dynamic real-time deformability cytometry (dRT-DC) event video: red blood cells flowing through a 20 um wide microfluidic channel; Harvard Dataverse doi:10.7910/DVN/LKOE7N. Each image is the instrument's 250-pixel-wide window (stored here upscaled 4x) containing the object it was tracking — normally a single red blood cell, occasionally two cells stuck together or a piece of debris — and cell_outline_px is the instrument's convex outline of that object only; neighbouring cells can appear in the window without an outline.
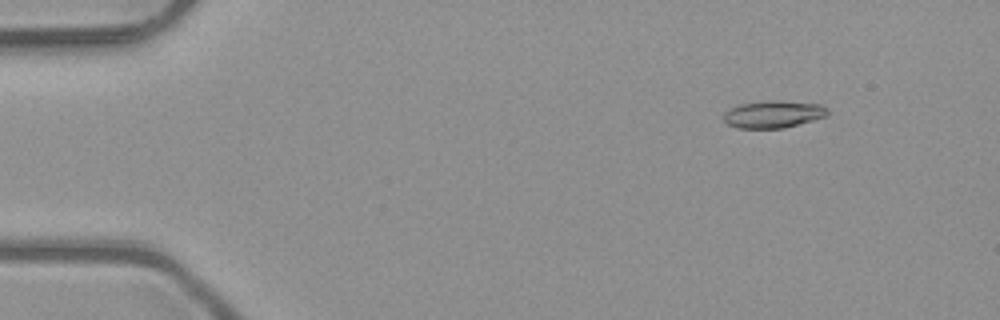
{"species": "common noctule bat (a hibernating species)", "species_latin": "Nyctalus noctula", "temperature_condition": "room temperature", "stored_images_in_passage": 6, "camera_frame_rate_fps": 3000, "um_per_image_px": 0.085, "animal": {"sex": "male", "body_mass_g": 23.1, "forearm_length_mm": 52.7}, "frame": {"image": 1, "passage_image": 2, "time_ms": 0.333, "image_size_px": [1000, 320], "cell_outline_px": [[828, 116], [784, 128], [736, 128], [728, 124], [724, 120], [724, 112], [728, 108], [736, 104], [768, 100], [780, 100], [820, 104], [828, 108]], "centroid_in_image_um": [65.72, 9.69], "position_along_channel_um": 19.3, "area_um2": 16.82}}
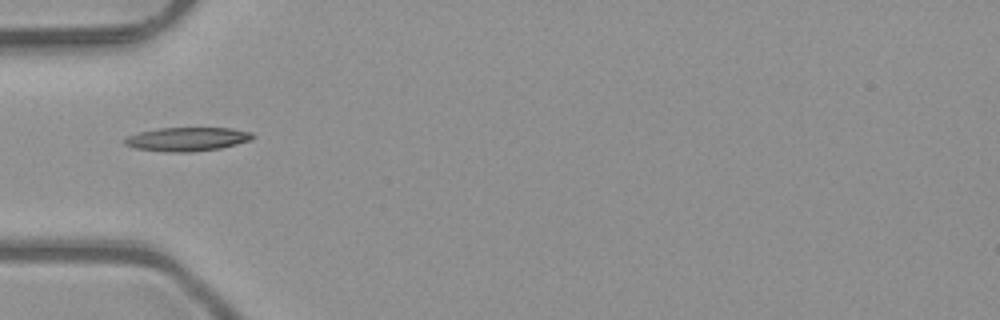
{"frame": {"image": 2, "passage_image": 5, "time_ms": 1.333, "image_size_px": [1000, 320], "cell_outline_px": [[256, 136], [252, 140], [220, 148], [192, 152], [164, 152], [136, 148], [124, 144], [124, 140], [128, 136], [140, 132], [160, 128], [232, 128], [252, 132]], "centroid_in_image_um": [15.95, 11.83], "position_along_channel_um": 69.0, "area_um2": 17.74}}
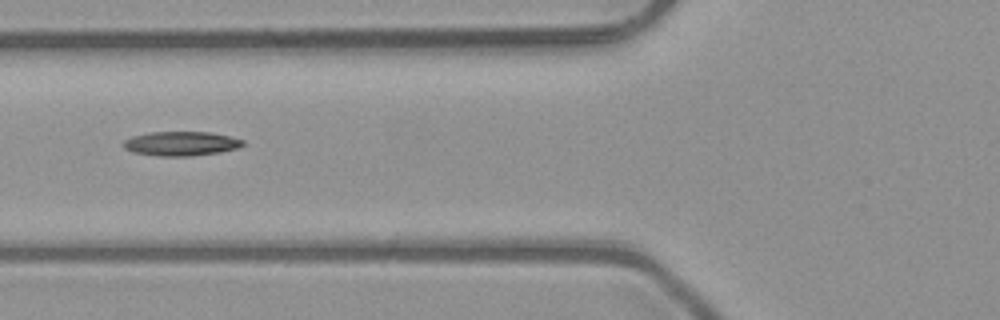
{"frame": {"image": 3, "passage_image": 6, "time_ms": 1.667, "image_size_px": [1000, 320], "cell_outline_px": [[244, 144], [240, 148], [220, 152], [192, 156], [160, 156], [132, 152], [124, 148], [120, 144], [124, 140], [132, 136], [148, 132], [212, 132], [244, 140]], "centroid_in_image_um": [15.37, 12.2], "position_along_channel_um": 110.4, "area_um2": 17.11}}